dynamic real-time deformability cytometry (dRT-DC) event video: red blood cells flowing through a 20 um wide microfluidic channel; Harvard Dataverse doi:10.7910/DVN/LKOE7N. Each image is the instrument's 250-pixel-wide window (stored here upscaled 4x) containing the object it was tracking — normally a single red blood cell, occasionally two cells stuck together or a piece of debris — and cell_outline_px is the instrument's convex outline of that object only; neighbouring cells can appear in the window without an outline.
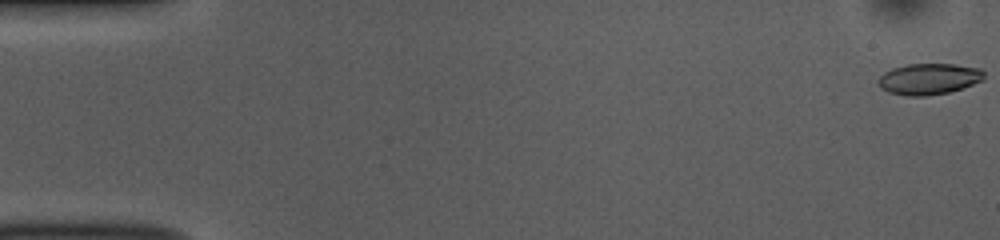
{"species": "common noctule bat (a hibernating species)", "species_latin": "Nyctalus noctula", "temperature_condition": "room temperature", "stored_images_in_passage": 54, "camera_frame_rate_fps": 3000, "um_per_image_px": 0.085, "animal": {"sex": "female", "body_mass_g": 10.0, "forearm_length_mm": 53.1}, "frame": {"image": 1, "passage_image": 1, "time_ms": 0.0, "image_size_px": [1000, 240], "cell_outline_px": [[984, 80], [948, 92], [924, 96], [908, 96], [888, 92], [880, 88], [876, 80], [884, 72], [892, 68], [908, 64], [956, 64], [980, 68], [984, 72]], "centroid_in_image_um": [78.92, 6.7], "position_along_channel_um": 6.1, "area_um2": 19.25}}
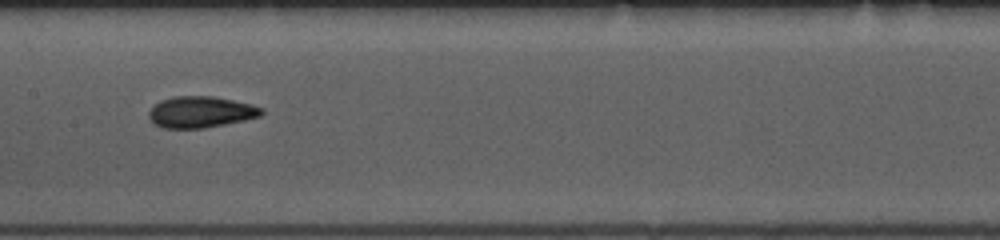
{"frame": {"image": 2, "passage_image": 27, "time_ms": 8.667, "image_size_px": [1000, 240], "cell_outline_px": [[264, 112], [260, 116], [244, 120], [204, 128], [164, 128], [156, 124], [148, 116], [148, 112], [160, 100], [172, 96], [212, 96], [252, 104], [264, 108]], "centroid_in_image_um": [17.08, 9.51], "position_along_channel_um": 190.3, "area_um2": 20.46}}
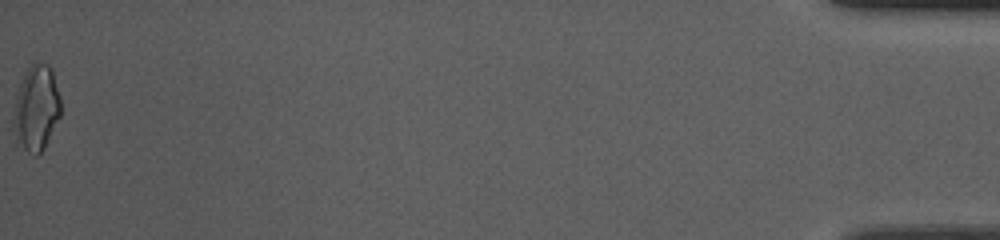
{"frame": {"image": 3, "passage_image": 54, "time_ms": 17.667, "image_size_px": [1000, 240], "cell_outline_px": [[60, 116], [44, 148], [36, 156], [32, 156], [24, 148], [12, 124], [12, 116], [16, 96], [20, 84], [28, 68], [36, 60], [48, 64], [52, 68], [60, 96]], "centroid_in_image_um": [3.11, 9.14], "position_along_channel_um": 432.1, "area_um2": 23.35}, "authors_computed_cell_mechanics": {"area_um2": 19.7676, "velocity_mm_per_s": 3.7725, "shape_relaxation_time_tau1_ms": 4.6243, "shape_relaxation_time_tau2_ms": 3.198, "deformation_change_tau1": 0.1398, "deformation_change_tau2": 0.0931}}